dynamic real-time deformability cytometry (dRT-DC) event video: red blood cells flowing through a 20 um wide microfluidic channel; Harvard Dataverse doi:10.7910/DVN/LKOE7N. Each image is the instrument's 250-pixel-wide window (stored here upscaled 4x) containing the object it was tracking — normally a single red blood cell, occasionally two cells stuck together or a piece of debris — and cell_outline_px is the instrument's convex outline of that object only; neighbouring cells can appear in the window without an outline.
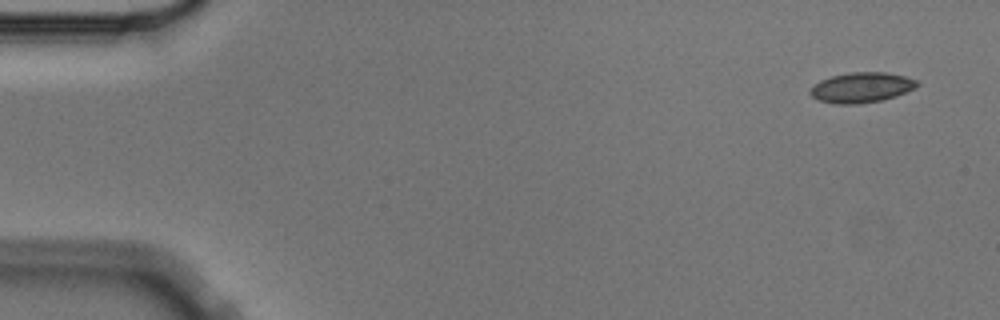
{"species": "Egyptian fruit bat (a non-hibernating species)", "species_latin": "Rousettus aegyptiacus", "temperature_condition": "cold", "stored_images_in_passage": 4, "camera_frame_rate_fps": 3000, "um_per_image_px": 0.085, "animal": {"sex": "male"}, "frame": {"image": 1, "passage_image": 1, "time_ms": 0.0, "image_size_px": [1000, 320], "cell_outline_px": [[920, 84], [916, 88], [896, 96], [884, 100], [856, 104], [832, 104], [820, 100], [812, 96], [808, 92], [820, 80], [832, 76], [848, 72], [888, 72], [904, 76], [916, 80]], "centroid_in_image_um": [73.25, 7.44], "position_along_channel_um": 11.7, "area_um2": 18.9}}
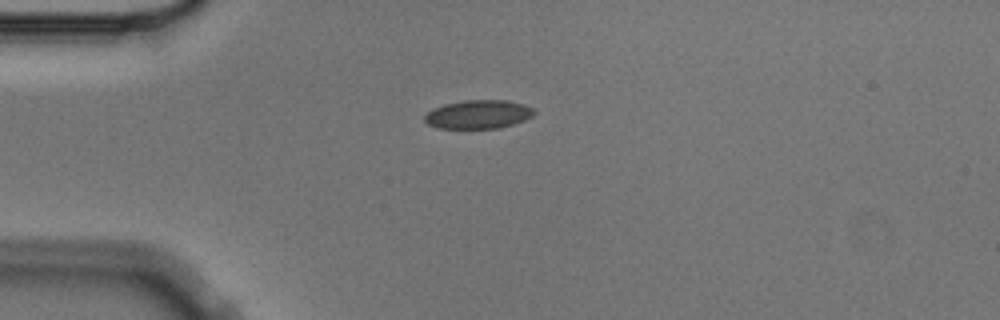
{"frame": {"image": 2, "passage_image": 4, "time_ms": 1.0, "image_size_px": [1000, 320], "cell_outline_px": [[536, 112], [532, 116], [524, 120], [500, 128], [436, 128], [428, 124], [424, 120], [424, 116], [432, 108], [444, 104], [464, 100], [504, 100], [524, 104], [532, 108]], "centroid_in_image_um": [40.63, 9.72], "position_along_channel_um": 44.4, "area_um2": 18.26}}